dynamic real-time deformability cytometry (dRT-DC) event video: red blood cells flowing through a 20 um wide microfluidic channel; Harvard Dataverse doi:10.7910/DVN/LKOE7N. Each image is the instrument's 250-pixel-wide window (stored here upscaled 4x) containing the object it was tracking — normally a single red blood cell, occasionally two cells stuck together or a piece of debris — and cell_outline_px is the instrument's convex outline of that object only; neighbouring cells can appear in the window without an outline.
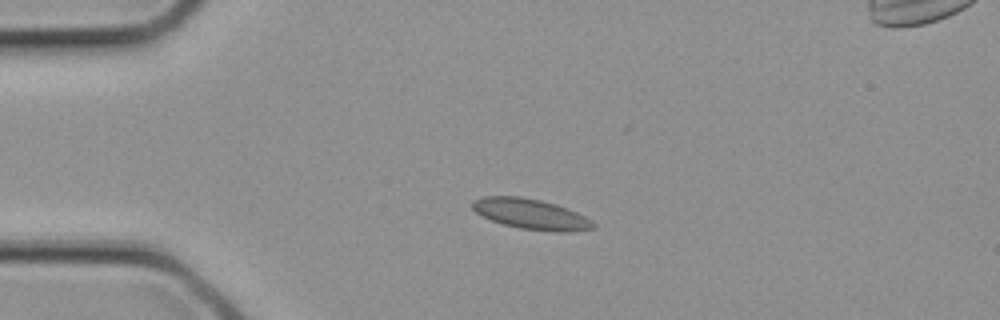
{"species": "common noctule bat (a hibernating species)", "species_latin": "Nyctalus noctula", "temperature_condition": "cold", "stored_images_in_passage": 1, "camera_frame_rate_fps": 3000, "um_per_image_px": 0.085, "animal": {"sex": "female", "body_mass_g": 21.9}, "frame": {"image": 1, "passage_image": 1, "time_ms": 0.0, "image_size_px": [1000, 320], "cell_outline_px": [[596, 228], [572, 232], [556, 232], [520, 228], [504, 224], [492, 220], [476, 212], [472, 208], [472, 200], [484, 196], [520, 196], [540, 200], [556, 204], [576, 212], [592, 220], [596, 224]], "centroid_in_image_um": [45.16, 18.2], "position_along_channel_um": 39.8, "area_um2": 21.39}}